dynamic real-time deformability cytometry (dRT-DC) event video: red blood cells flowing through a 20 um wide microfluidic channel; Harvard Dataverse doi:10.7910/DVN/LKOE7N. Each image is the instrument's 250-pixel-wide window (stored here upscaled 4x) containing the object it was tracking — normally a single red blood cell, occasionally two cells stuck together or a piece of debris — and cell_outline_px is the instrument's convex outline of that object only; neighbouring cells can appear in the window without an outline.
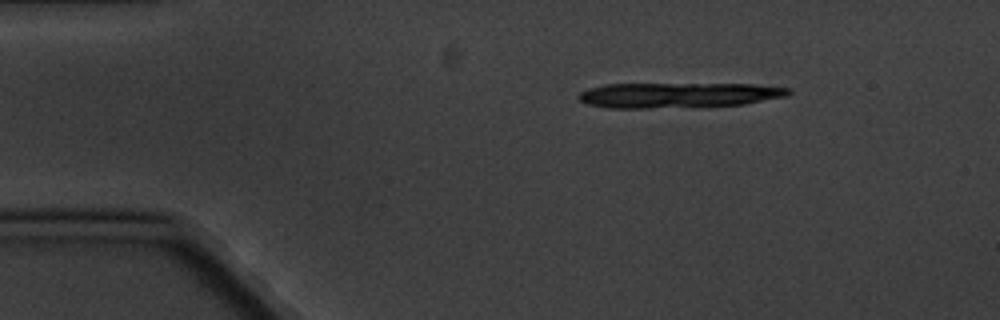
{"species": "common noctule bat (a hibernating species)", "species_latin": "Nyctalus noctula", "temperature_condition": "cold", "stored_images_in_passage": 3, "camera_frame_rate_fps": 3000, "um_per_image_px": 0.085, "animal": {"sex": "male", "body_mass_g": 20.1, "forearm_length_mm": 53.5}, "frame": {"image": 1, "passage_image": 1, "time_ms": 0.0, "image_size_px": [1000, 320], "cell_outline_px": [[792, 92], [788, 96], [744, 104], [648, 108], [608, 108], [588, 104], [580, 100], [576, 96], [580, 92], [604, 84], [752, 84], [792, 88]], "centroid_in_image_um": [57.68, 8.08], "position_along_channel_um": 27.3, "area_um2": 30.63}}